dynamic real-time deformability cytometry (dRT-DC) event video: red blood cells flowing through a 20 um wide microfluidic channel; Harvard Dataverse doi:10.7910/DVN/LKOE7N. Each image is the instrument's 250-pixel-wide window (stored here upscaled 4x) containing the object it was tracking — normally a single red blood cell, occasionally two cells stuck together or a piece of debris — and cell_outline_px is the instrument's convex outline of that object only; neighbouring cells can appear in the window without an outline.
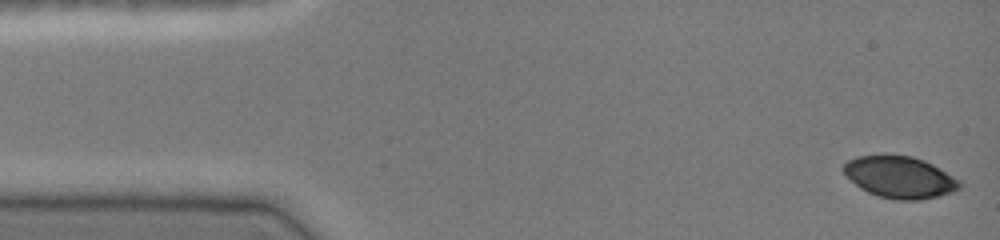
{"species": "common noctule bat (a hibernating species)", "species_latin": "Nyctalus noctula", "temperature_condition": "cold", "stored_images_in_passage": 46, "camera_frame_rate_fps": 3000, "um_per_image_px": 0.085, "animal": {"sex": "female", "body_mass_g": 19.0, "forearm_length_mm": 51.5}, "frame": {"image": 1, "passage_image": 1, "time_ms": 0.0, "image_size_px": [1000, 240], "cell_outline_px": [[960, 188], [952, 192], [936, 196], [916, 200], [900, 200], [880, 196], [868, 192], [860, 188], [844, 172], [844, 164], [848, 160], [856, 156], [912, 156], [924, 160], [940, 168], [960, 180]], "centroid_in_image_um": [76.5, 15.06], "position_along_channel_um": 8.5, "area_um2": 27.63}}
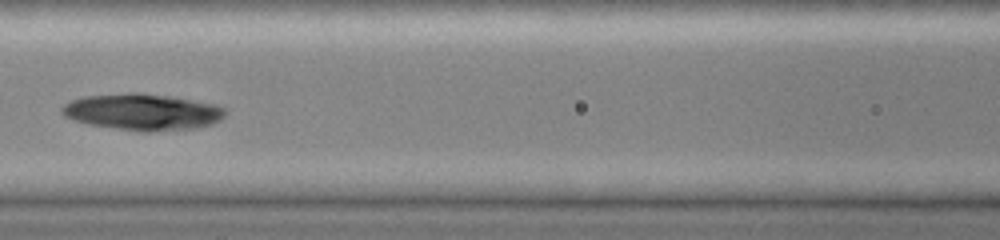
{"frame": {"image": 2, "passage_image": 20, "time_ms": 6.333, "image_size_px": [1000, 240], "cell_outline_px": [[224, 116], [220, 120], [212, 124], [196, 128], [148, 132], [144, 132], [116, 128], [92, 124], [76, 120], [64, 116], [60, 112], [60, 108], [64, 104], [72, 100], [84, 96], [128, 92], [140, 92], [168, 96], [216, 104], [224, 108]], "centroid_in_image_um": [12.11, 9.5], "position_along_channel_um": 154.5, "area_um2": 34.56}}
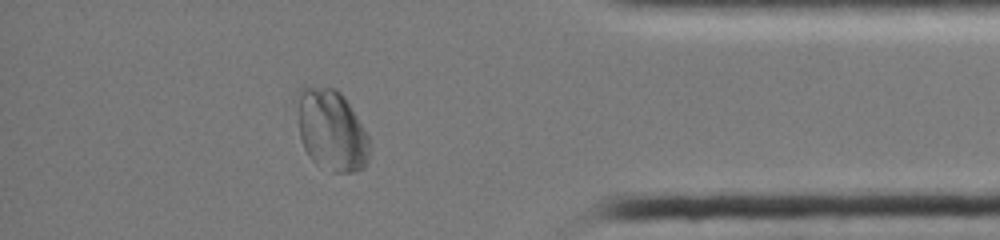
{"frame": {"image": 3, "passage_image": 40, "time_ms": 13.0, "image_size_px": [1000, 240], "cell_outline_px": [[368, 160], [356, 172], [332, 172], [316, 164], [308, 156], [304, 148], [300, 136], [292, 100], [300, 88], [304, 84], [336, 88], [344, 96], [368, 136]], "centroid_in_image_um": [28.06, 10.99], "position_along_channel_um": 407.1, "area_um2": 34.97}}